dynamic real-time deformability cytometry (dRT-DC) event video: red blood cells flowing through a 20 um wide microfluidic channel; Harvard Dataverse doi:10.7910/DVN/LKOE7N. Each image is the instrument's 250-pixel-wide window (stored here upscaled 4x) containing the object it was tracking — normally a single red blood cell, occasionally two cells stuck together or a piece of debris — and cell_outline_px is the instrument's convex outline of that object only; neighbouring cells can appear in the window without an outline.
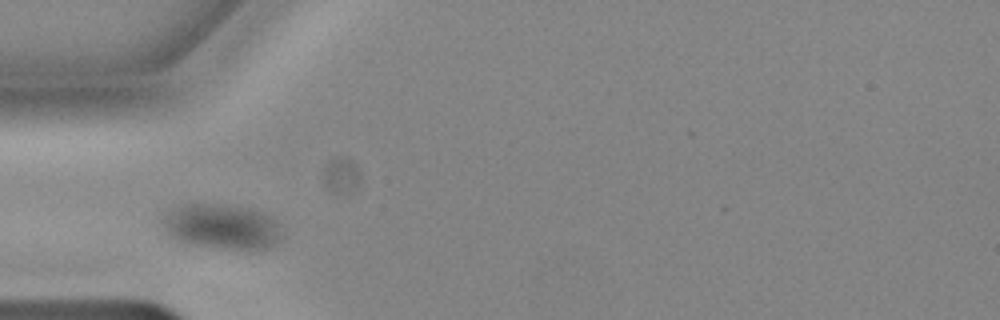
{"species": "common noctule bat (a hibernating species)", "species_latin": "Nyctalus noctula", "temperature_condition": "cold", "stored_images_in_passage": 3, "camera_frame_rate_fps": 3000, "um_per_image_px": 0.085, "animal": {"sex": "male", "body_mass_g": 19.2, "forearm_length_mm": 51.8}, "frame": {"image": 1, "passage_image": 1, "time_ms": 0.0, "image_size_px": [1000, 320], "cell_outline_px": [[280, 240], [268, 248], [184, 248], [172, 244], [164, 232], [164, 224], [168, 212], [184, 204], [216, 204], [240, 208], [276, 220]], "centroid_in_image_um": [18.65, 19.35], "position_along_channel_um": 66.4, "area_um2": 31.21}}